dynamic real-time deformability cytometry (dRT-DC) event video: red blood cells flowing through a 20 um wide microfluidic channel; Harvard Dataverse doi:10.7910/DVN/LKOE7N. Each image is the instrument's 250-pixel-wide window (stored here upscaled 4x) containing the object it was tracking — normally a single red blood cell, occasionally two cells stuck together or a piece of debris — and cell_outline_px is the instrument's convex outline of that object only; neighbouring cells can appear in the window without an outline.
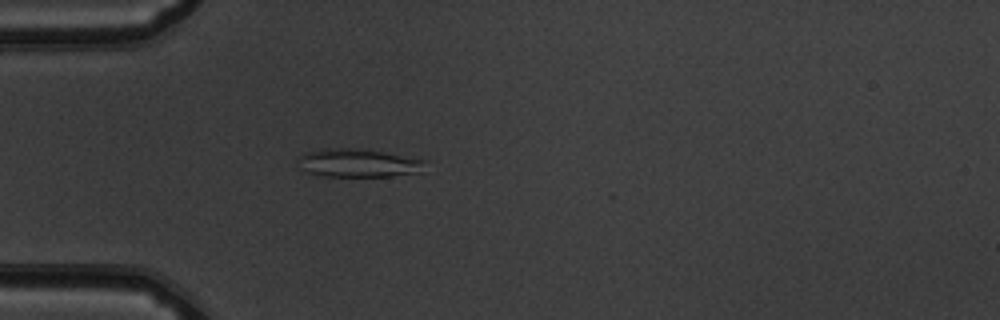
{"species": "common noctule bat (a hibernating species)", "species_latin": "Nyctalus noctula", "temperature_condition": "warm", "stored_images_in_passage": 39, "camera_frame_rate_fps": 3000, "um_per_image_px": 0.085, "animal": {"sex": "male", "body_mass_g": 19.5, "forearm_length_mm": 54.6}, "frame": {"image": 1, "passage_image": 2, "time_ms": 0.333, "image_size_px": [1000, 320], "cell_outline_px": [[428, 160], [420, 172], [392, 176], [320, 176], [308, 172], [304, 168], [300, 156], [304, 152], [320, 148], [352, 148], [384, 152]], "centroid_in_image_um": [30.5, 13.85], "position_along_channel_um": 54.5, "area_um2": 20.75}}
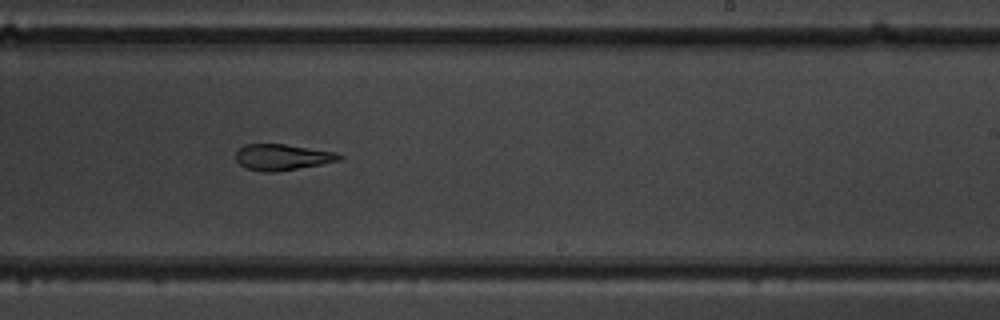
{"frame": {"image": 2, "passage_image": 19, "time_ms": 6.0, "image_size_px": [1000, 320], "cell_outline_px": [[344, 156], [340, 160], [320, 164], [276, 172], [260, 172], [244, 168], [236, 160], [236, 152], [244, 144], [284, 144], [336, 152]], "centroid_in_image_um": [23.96, 13.36], "position_along_channel_um": 265.0, "area_um2": 15.72}}
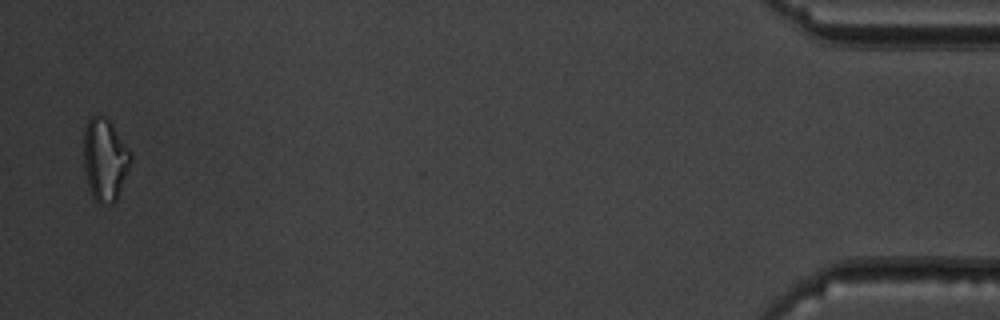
{"frame": {"image": 3, "passage_image": 38, "time_ms": 12.333, "image_size_px": [1000, 320], "cell_outline_px": [[132, 160], [116, 200], [112, 204], [100, 204], [92, 196], [88, 184], [84, 168], [84, 128], [88, 120], [92, 116], [104, 116], [112, 124], [132, 152]], "centroid_in_image_um": [8.92, 13.56], "position_along_channel_um": 426.3, "area_um2": 22.54}, "authors_computed_cell_mechanics": {"area_um2": 16.6464, "velocity_mm_per_s": 3.8785, "shape_relaxation_time_tau1_ms": null, "shape_relaxation_time_tau2_ms": 1.2663, "deformation_change_tau1": null, "deformation_change_tau2": 0.0742}}